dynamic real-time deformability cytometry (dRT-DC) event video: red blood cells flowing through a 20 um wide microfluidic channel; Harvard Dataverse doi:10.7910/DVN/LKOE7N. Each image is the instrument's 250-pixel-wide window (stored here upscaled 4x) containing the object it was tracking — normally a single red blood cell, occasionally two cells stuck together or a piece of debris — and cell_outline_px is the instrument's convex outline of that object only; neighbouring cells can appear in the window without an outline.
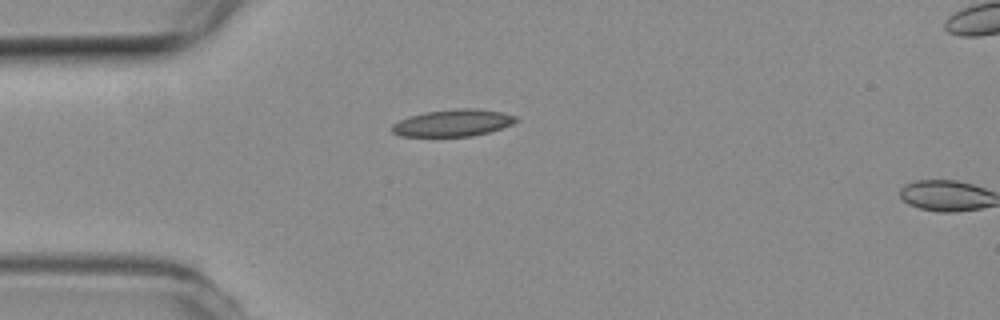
{"species": "common noctule bat (a hibernating species)", "species_latin": "Nyctalus noctula", "temperature_condition": "room temperature", "stored_images_in_passage": 2, "camera_frame_rate_fps": 3000, "um_per_image_px": 0.085, "animal": {"sex": "female", "body_mass_g": 19.3, "forearm_length_mm": 54.1}, "frame": {"image": 1, "passage_image": 1, "time_ms": 0.0, "image_size_px": [1000, 320], "cell_outline_px": [[520, 120], [512, 124], [488, 132], [472, 136], [400, 136], [392, 132], [392, 124], [408, 116], [424, 112], [456, 108], [476, 108], [500, 112], [516, 116]], "centroid_in_image_um": [38.49, 10.44], "position_along_channel_um": 46.5, "area_um2": 19.48}}